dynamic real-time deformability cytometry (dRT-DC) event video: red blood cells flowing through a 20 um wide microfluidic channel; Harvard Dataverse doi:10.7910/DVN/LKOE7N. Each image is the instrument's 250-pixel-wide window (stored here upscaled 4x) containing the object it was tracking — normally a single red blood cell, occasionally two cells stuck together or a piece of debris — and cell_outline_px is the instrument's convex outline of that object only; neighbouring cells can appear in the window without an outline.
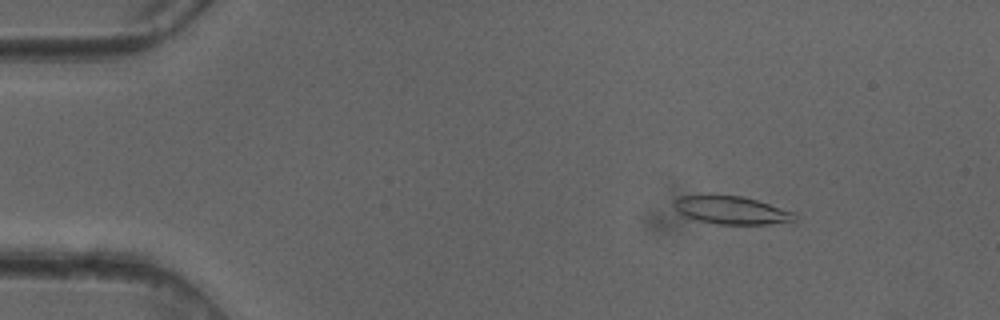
{"species": "common noctule bat (a hibernating species)", "species_latin": "Nyctalus noctula", "temperature_condition": "cold", "stored_images_in_passage": 50, "camera_frame_rate_fps": 3000, "um_per_image_px": 0.085, "animal": {"sex": "female"}, "frame": {"image": 1, "passage_image": 7, "time_ms": 2.0, "image_size_px": [1000, 320], "cell_outline_px": [[796, 224], [716, 224], [684, 216], [672, 204], [680, 196], [740, 196], [756, 200], [792, 212], [796, 216]], "centroid_in_image_um": [62.26, 17.9], "position_along_channel_um": 22.7, "area_um2": 19.36}}
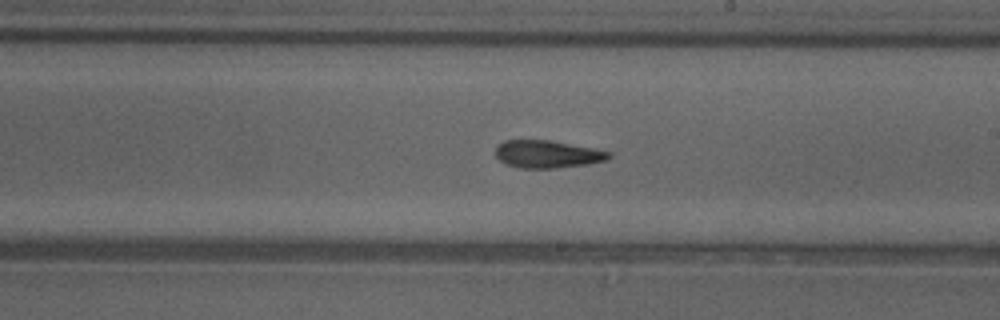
{"frame": {"image": 2, "passage_image": 29, "time_ms": 9.333, "image_size_px": [1000, 320], "cell_outline_px": [[612, 156], [608, 160], [588, 164], [556, 168], [520, 168], [504, 164], [496, 156], [496, 144], [504, 140], [548, 140], [592, 148], [612, 152]], "centroid_in_image_um": [46.51, 13.11], "position_along_channel_um": 242.5, "area_um2": 18.32}}
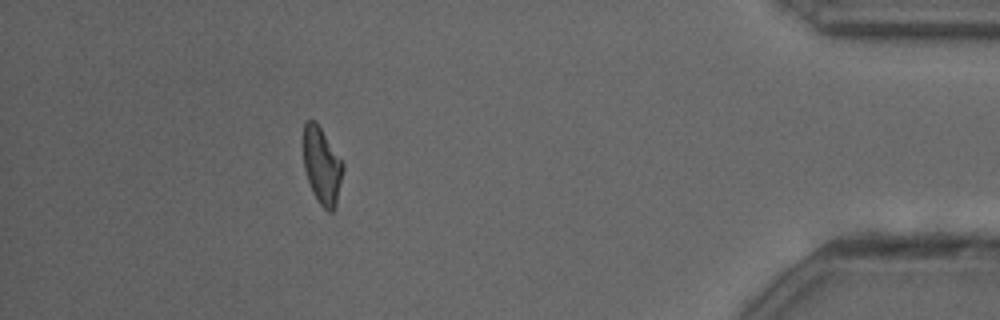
{"frame": {"image": 3, "passage_image": 45, "time_ms": 14.667, "image_size_px": [1000, 320], "cell_outline_px": [[344, 168], [336, 204], [332, 212], [328, 212], [320, 204], [312, 192], [304, 168], [304, 124], [308, 120], [316, 120], [344, 164]], "centroid_in_image_um": [27.37, 14.09], "position_along_channel_um": 407.8, "area_um2": 17.57}, "authors_computed_cell_mechanics": {"area_um2": 19.0162, "velocity_mm_per_s": 4.0993, "shape_relaxation_time_tau1_ms": 9.9268, "shape_relaxation_time_tau2_ms": 5.4084, "deformation_change_tau1": 0.2628, "deformation_change_tau2": 0.1355}}